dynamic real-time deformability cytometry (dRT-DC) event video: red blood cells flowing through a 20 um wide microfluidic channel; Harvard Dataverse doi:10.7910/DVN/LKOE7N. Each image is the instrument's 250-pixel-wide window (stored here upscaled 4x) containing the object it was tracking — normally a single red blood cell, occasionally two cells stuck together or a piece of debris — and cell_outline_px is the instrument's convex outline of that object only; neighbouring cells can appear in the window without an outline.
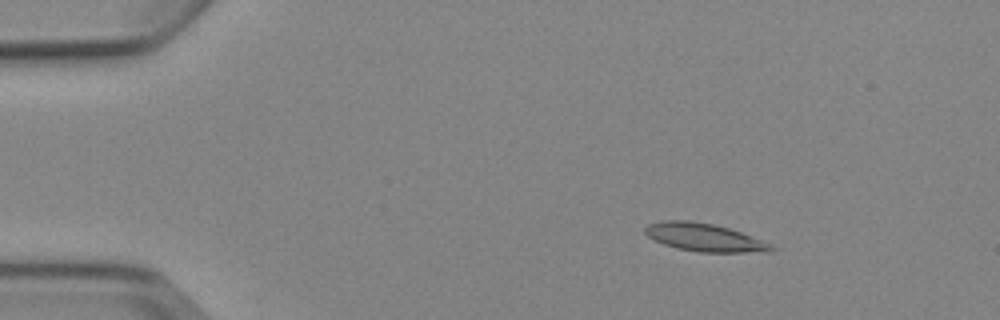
{"species": "Egyptian fruit bat (a non-hibernating species)", "species_latin": "Rousettus aegyptiacus", "temperature_condition": "cold", "stored_images_in_passage": 3, "camera_frame_rate_fps": 3000, "um_per_image_px": 0.085, "animal": {"sex": "female"}, "frame": {"image": 1, "passage_image": 1, "time_ms": 0.0, "image_size_px": [1000, 320], "cell_outline_px": [[776, 248], [772, 252], [696, 252], [676, 248], [664, 244], [648, 236], [644, 232], [644, 228], [648, 224], [664, 220], [688, 220], [712, 224], [728, 228], [740, 232], [772, 244]], "centroid_in_image_um": [59.88, 20.18], "position_along_channel_um": 25.1, "area_um2": 20.52}}